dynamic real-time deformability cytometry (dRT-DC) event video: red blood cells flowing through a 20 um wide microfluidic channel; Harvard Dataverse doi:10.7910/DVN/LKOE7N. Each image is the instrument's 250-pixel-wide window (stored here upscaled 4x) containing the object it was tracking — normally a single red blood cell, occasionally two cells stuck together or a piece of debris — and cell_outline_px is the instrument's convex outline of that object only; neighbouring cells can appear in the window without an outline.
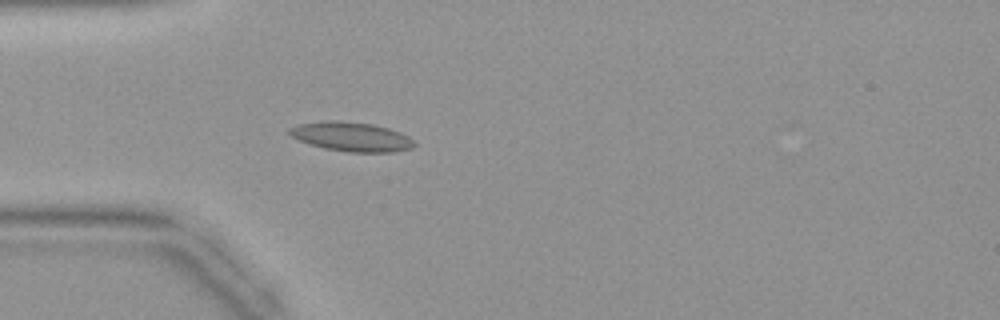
{"species": "common noctule bat (a hibernating species)", "species_latin": "Nyctalus noctula", "temperature_condition": "warm", "stored_images_in_passage": 28, "camera_frame_rate_fps": 3000, "um_per_image_px": 0.085, "animal": {"sex": "female", "body_mass_g": 19.9}, "frame": {"image": 1, "passage_image": 5, "time_ms": 1.333, "image_size_px": [1000, 320], "cell_outline_px": [[416, 144], [412, 148], [392, 152], [348, 152], [324, 148], [300, 140], [292, 136], [288, 132], [288, 128], [300, 124], [324, 120], [336, 120], [372, 124], [388, 128], [400, 132], [408, 136]], "centroid_in_image_um": [29.88, 11.61], "position_along_channel_um": 55.1, "area_um2": 21.15}}
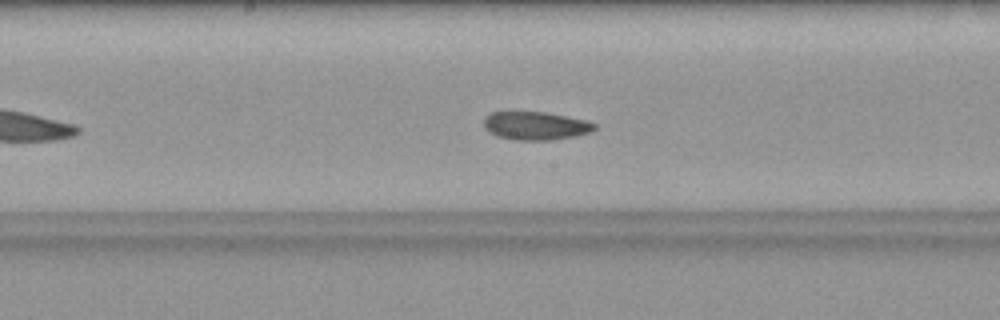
{"frame": {"image": 2, "passage_image": 15, "time_ms": 4.667, "image_size_px": [1000, 320], "cell_outline_px": [[596, 128], [592, 132], [576, 136], [552, 140], [516, 140], [496, 136], [488, 132], [484, 128], [484, 116], [492, 112], [508, 108], [512, 108], [544, 112], [588, 120], [596, 124]], "centroid_in_image_um": [45.46, 10.64], "position_along_channel_um": 202.7, "area_um2": 19.25}}
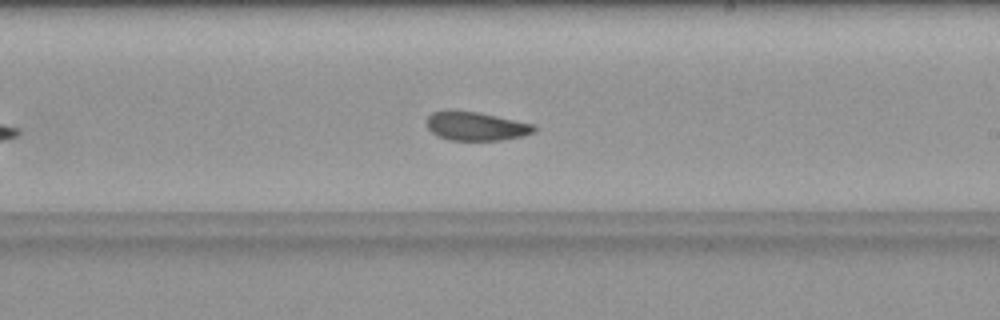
{"frame": {"image": 3, "passage_image": 18, "time_ms": 5.667, "image_size_px": [1000, 320], "cell_outline_px": [[536, 132], [504, 140], [448, 140], [436, 136], [428, 128], [428, 116], [432, 112], [480, 112], [536, 124]], "centroid_in_image_um": [40.53, 10.75], "position_along_channel_um": 248.5, "area_um2": 17.8}}